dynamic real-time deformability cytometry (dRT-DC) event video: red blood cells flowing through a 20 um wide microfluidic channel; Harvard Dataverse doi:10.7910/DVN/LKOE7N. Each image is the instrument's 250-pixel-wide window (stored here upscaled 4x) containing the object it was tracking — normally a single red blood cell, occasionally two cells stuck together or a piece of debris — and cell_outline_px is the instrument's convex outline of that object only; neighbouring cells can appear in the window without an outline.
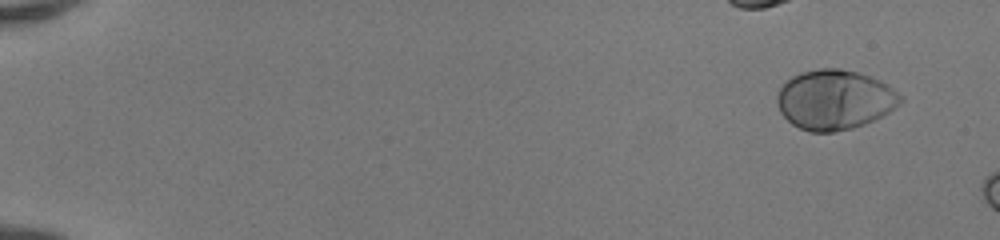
{"species": "human", "species_latin": "Homo sapiens", "temperature_condition": "room temperature", "stored_images_in_passage": 10, "camera_frame_rate_fps": 3000, "um_per_image_px": 0.085, "donor": {"sex": "female"}, "frame": {"image": 1, "passage_image": 4, "time_ms": 1.0, "image_size_px": [1000, 240], "cell_outline_px": [[904, 100], [900, 104], [888, 112], [864, 124], [852, 128], [836, 132], [812, 132], [800, 128], [792, 124], [780, 112], [776, 100], [776, 96], [780, 88], [792, 76], [800, 72], [820, 68], [840, 68], [872, 76], [888, 84], [904, 96]], "centroid_in_image_um": [70.97, 8.46], "position_along_channel_um": 14.0, "area_um2": 43.18}}